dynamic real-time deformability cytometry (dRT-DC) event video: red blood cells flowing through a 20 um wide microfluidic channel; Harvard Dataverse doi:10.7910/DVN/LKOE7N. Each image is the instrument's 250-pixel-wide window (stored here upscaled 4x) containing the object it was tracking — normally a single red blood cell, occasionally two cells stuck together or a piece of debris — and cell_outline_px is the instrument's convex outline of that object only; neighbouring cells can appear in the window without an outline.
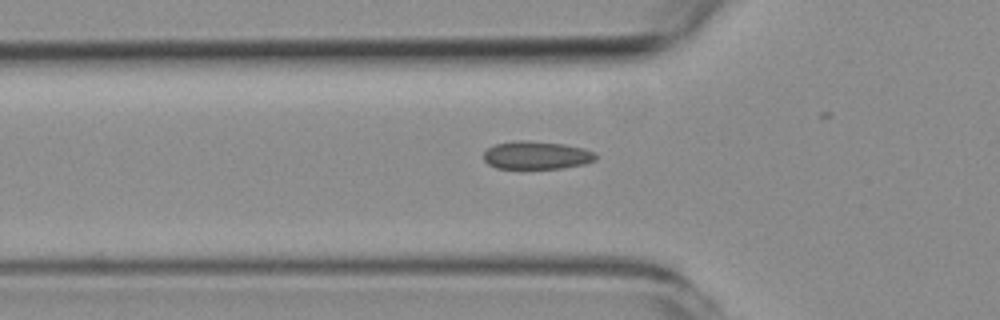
{"species": "common noctule bat (a hibernating species)", "species_latin": "Nyctalus noctula", "temperature_condition": "room temperature", "stored_images_in_passage": 5, "camera_frame_rate_fps": 3000, "um_per_image_px": 0.085, "animal": {"sex": "female", "body_mass_g": 19.3, "forearm_length_mm": 54.1}, "frame": {"image": 1, "passage_image": 3, "time_ms": 0.667, "image_size_px": [1000, 320], "cell_outline_px": [[596, 160], [584, 164], [564, 168], [496, 168], [488, 164], [484, 160], [484, 152], [488, 148], [496, 144], [516, 140], [528, 140], [564, 144], [584, 148], [592, 152], [596, 156]], "centroid_in_image_um": [45.6, 13.19], "position_along_channel_um": 80.2, "area_um2": 18.26}}